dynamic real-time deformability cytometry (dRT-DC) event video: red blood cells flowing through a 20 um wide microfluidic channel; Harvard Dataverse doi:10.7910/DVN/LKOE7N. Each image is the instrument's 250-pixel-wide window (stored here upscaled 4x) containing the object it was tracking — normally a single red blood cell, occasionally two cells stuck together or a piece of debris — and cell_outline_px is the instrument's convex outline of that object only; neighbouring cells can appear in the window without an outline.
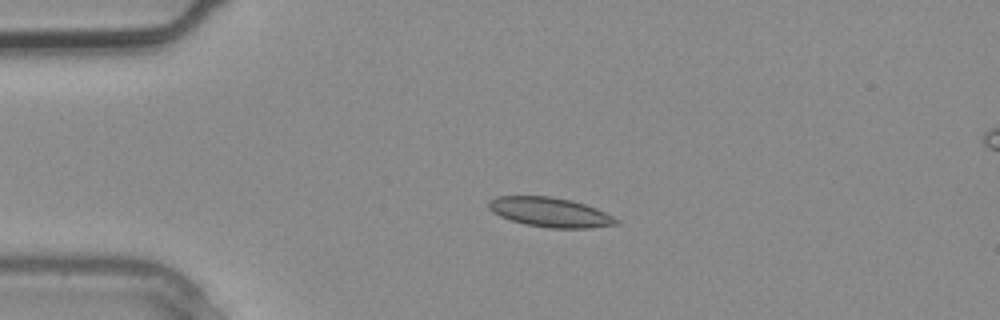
{"species": "common noctule bat (a hibernating species)", "species_latin": "Nyctalus noctula", "temperature_condition": "warm", "stored_images_in_passage": 2, "camera_frame_rate_fps": 3000, "um_per_image_px": 0.085, "animal": {"sex": "male", "body_mass_g": 20.4}, "frame": {"image": 1, "passage_image": 1, "time_ms": 0.0, "image_size_px": [1000, 320], "cell_outline_px": [[620, 224], [588, 228], [552, 228], [528, 224], [512, 220], [500, 216], [492, 212], [488, 208], [488, 200], [496, 196], [552, 196], [572, 200], [596, 208], [620, 220]], "centroid_in_image_um": [46.76, 18.03], "position_along_channel_um": 38.2, "area_um2": 21.91}}